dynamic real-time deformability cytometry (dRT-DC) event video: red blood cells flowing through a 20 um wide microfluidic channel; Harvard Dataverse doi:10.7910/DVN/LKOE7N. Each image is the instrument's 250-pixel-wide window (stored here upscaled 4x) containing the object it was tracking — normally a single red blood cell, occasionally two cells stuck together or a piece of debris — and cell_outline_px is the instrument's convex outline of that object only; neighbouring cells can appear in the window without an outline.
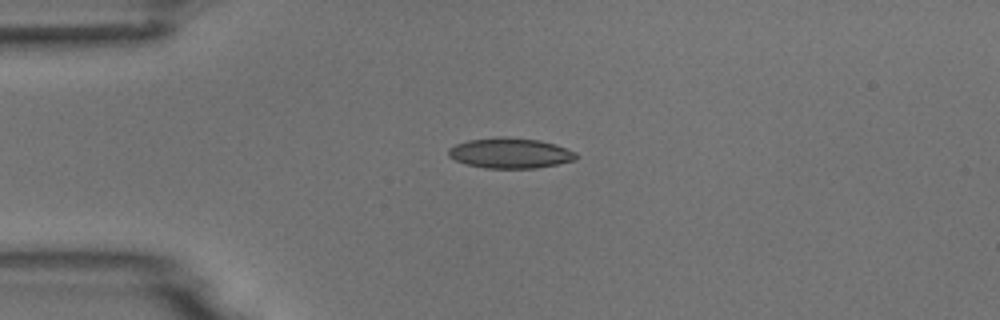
{"species": "common noctule bat (a hibernating species)", "species_latin": "Nyctalus noctula", "temperature_condition": "room temperature", "stored_images_in_passage": 8, "camera_frame_rate_fps": 3000, "um_per_image_px": 0.085, "animal": {"sex": "male", "body_mass_g": 18.8}, "frame": {"image": 1, "passage_image": 5, "time_ms": 5.667, "image_size_px": [1000, 320], "cell_outline_px": [[576, 160], [536, 168], [484, 168], [464, 164], [448, 156], [448, 148], [456, 144], [468, 140], [500, 136], [508, 136], [540, 140], [556, 144], [576, 152]], "centroid_in_image_um": [43.35, 13.0], "position_along_channel_um": 41.7, "area_um2": 22.77}}